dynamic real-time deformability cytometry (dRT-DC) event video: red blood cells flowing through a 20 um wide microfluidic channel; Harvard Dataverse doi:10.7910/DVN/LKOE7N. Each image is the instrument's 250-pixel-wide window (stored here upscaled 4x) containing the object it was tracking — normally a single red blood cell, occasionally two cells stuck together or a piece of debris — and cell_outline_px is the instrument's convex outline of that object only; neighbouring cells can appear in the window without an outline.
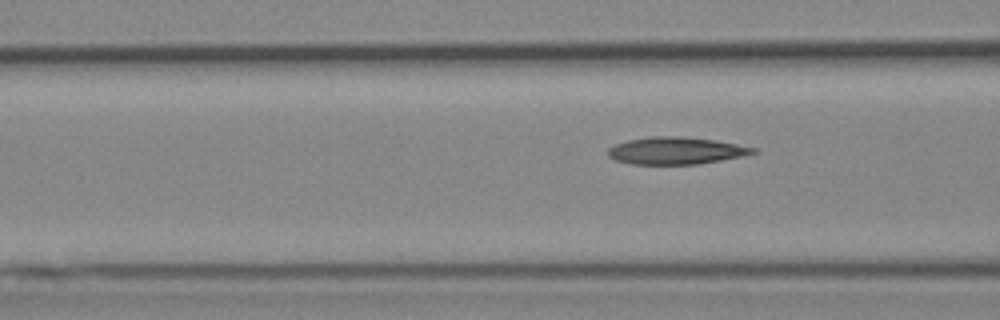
{"species": "Egyptian fruit bat (a non-hibernating species)", "species_latin": "Rousettus aegyptiacus", "temperature_condition": "cold", "stored_images_in_passage": 7, "camera_frame_rate_fps": 3000, "um_per_image_px": 0.085, "animal": {"sex": "female"}, "frame": {"image": 1, "passage_image": 7, "time_ms": 8.0, "image_size_px": [1000, 320], "cell_outline_px": [[756, 152], [740, 156], [700, 164], [632, 164], [616, 160], [608, 156], [608, 148], [616, 144], [628, 140], [652, 136], [680, 136], [716, 140], [756, 148]], "centroid_in_image_um": [57.43, 12.8], "position_along_channel_um": 109.2, "area_um2": 22.77}}